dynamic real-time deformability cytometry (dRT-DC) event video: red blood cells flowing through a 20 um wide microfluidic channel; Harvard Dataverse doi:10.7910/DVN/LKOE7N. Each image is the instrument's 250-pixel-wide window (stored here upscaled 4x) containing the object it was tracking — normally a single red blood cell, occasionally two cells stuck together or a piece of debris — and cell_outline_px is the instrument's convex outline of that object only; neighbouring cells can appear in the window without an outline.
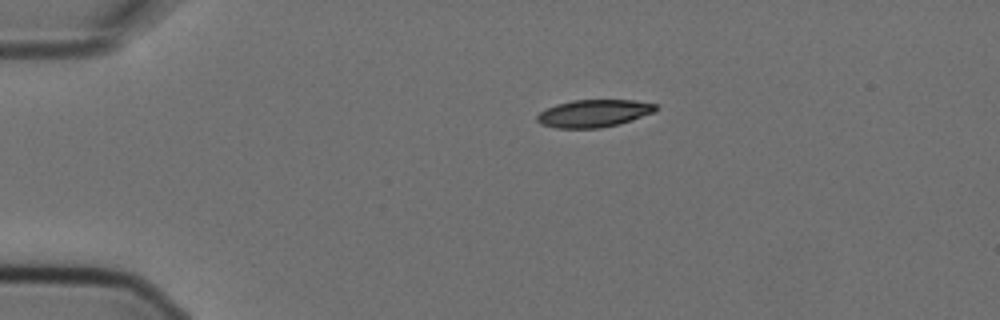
{"species": "Egyptian fruit bat (a non-hibernating species)", "species_latin": "Rousettus aegyptiacus", "temperature_condition": "cold", "stored_images_in_passage": 2, "camera_frame_rate_fps": 3000, "um_per_image_px": 0.085, "animal": {"sex": "female"}, "frame": {"image": 1, "passage_image": 1, "time_ms": 0.0, "image_size_px": [1000, 320], "cell_outline_px": [[660, 108], [652, 112], [620, 124], [600, 128], [556, 128], [540, 124], [536, 120], [536, 116], [540, 112], [556, 104], [572, 100], [636, 100], [656, 104]], "centroid_in_image_um": [50.46, 9.63], "position_along_channel_um": 34.5, "area_um2": 19.02}}